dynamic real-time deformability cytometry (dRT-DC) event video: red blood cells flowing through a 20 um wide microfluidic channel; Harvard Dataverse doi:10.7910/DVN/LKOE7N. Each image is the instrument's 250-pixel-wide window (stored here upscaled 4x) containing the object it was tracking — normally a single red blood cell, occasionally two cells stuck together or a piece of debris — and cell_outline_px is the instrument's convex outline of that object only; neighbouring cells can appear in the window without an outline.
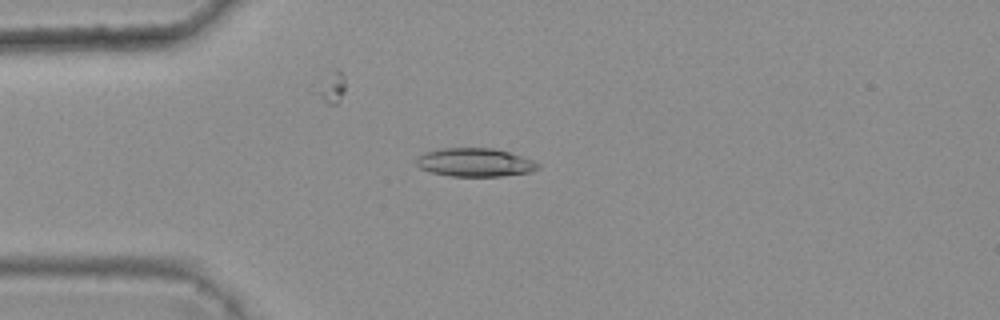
{"species": "common noctule bat (a hibernating species)", "species_latin": "Nyctalus noctula", "temperature_condition": "warm", "stored_images_in_passage": 4, "camera_frame_rate_fps": 3000, "um_per_image_px": 0.085, "animal": {"sex": "female", "body_mass_g": 25.1}, "frame": {"image": 1, "passage_image": 1, "time_ms": 0.0, "image_size_px": [1000, 320], "cell_outline_px": [[540, 168], [532, 172], [500, 176], [448, 176], [432, 172], [420, 168], [416, 164], [416, 160], [424, 152], [440, 148], [492, 148], [508, 152], [532, 160], [540, 164]], "centroid_in_image_um": [40.37, 13.81], "position_along_channel_um": 44.6, "area_um2": 20.11}}
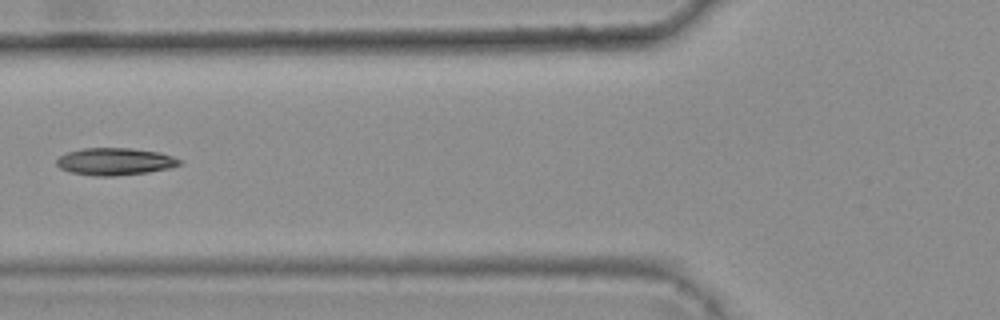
{"frame": {"image": 2, "passage_image": 3, "time_ms": 0.667, "image_size_px": [1000, 320], "cell_outline_px": [[184, 160], [180, 164], [168, 168], [148, 172], [116, 176], [96, 176], [72, 172], [60, 168], [56, 164], [56, 160], [60, 156], [68, 152], [84, 148], [132, 148], [160, 152]], "centroid_in_image_um": [9.79, 13.72], "position_along_channel_um": 116.0, "area_um2": 19.48}}
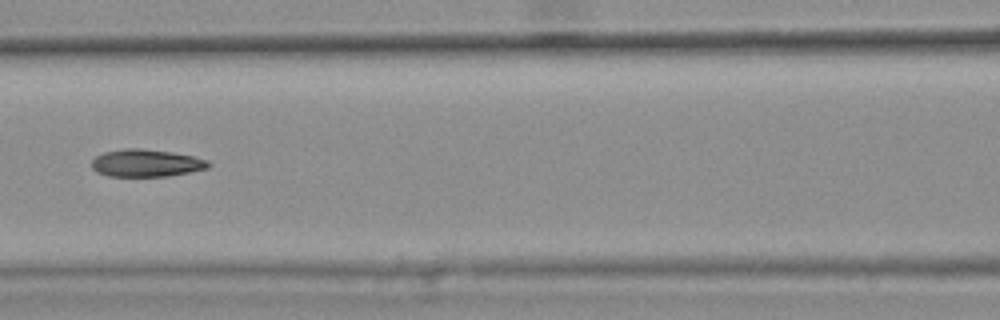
{"frame": {"image": 3, "passage_image": 4, "time_ms": 1.0, "image_size_px": [1000, 320], "cell_outline_px": [[212, 164], [208, 168], [168, 176], [108, 176], [96, 172], [92, 168], [92, 160], [96, 156], [104, 152], [124, 148], [140, 148], [172, 152], [192, 156], [208, 160]], "centroid_in_image_um": [12.41, 13.86], "position_along_channel_um": 154.2, "area_um2": 18.67}}